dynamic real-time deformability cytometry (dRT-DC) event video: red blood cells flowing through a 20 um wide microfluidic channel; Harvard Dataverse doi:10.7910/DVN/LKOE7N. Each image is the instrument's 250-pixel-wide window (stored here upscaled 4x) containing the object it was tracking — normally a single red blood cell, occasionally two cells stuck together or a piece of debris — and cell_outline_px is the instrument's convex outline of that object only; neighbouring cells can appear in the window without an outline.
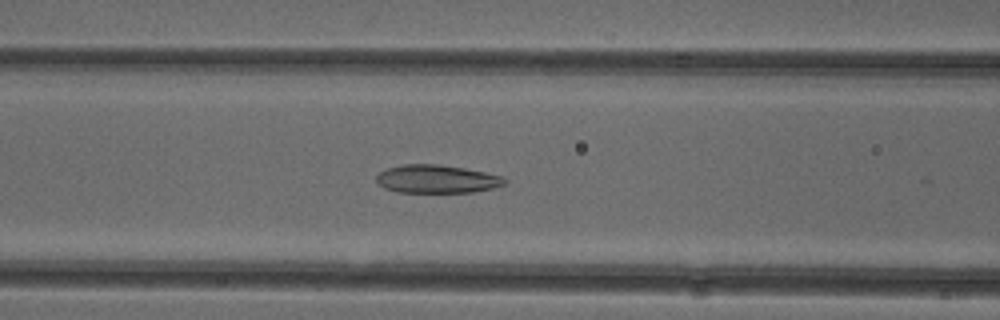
{"species": "common noctule bat (a hibernating species)", "species_latin": "Nyctalus noctula", "temperature_condition": "cold", "stored_images_in_passage": 51, "camera_frame_rate_fps": 3000, "um_per_image_px": 0.085, "animal": {"sex": "female"}, "frame": {"image": 1, "passage_image": 21, "time_ms": 6.667, "image_size_px": [1000, 320], "cell_outline_px": [[508, 180], [504, 184], [492, 188], [472, 192], [396, 192], [384, 188], [376, 184], [376, 176], [380, 172], [388, 168], [404, 164], [440, 164], [464, 168], [484, 172], [500, 176]], "centroid_in_image_um": [37.08, 15.22], "position_along_channel_um": 129.5, "area_um2": 21.04}}
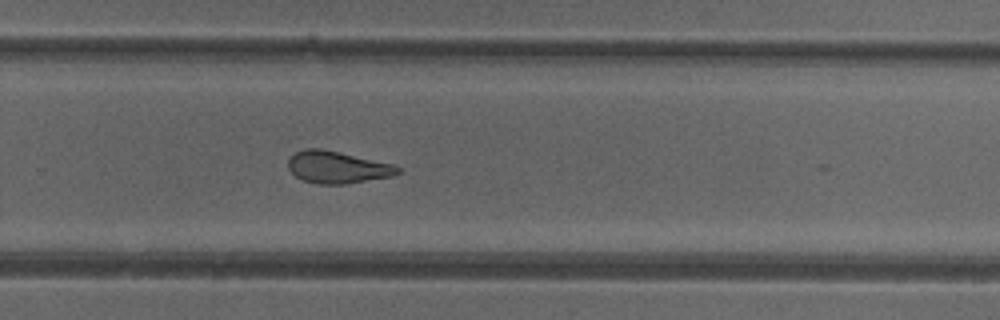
{"frame": {"image": 2, "passage_image": 34, "time_ms": 11.0, "image_size_px": [1000, 320], "cell_outline_px": [[400, 172], [392, 176], [344, 184], [320, 184], [304, 180], [296, 176], [288, 168], [288, 160], [296, 152], [304, 148], [320, 148], [340, 152], [392, 164], [400, 168]], "centroid_in_image_um": [28.66, 14.21], "position_along_channel_um": 301.1, "area_um2": 20.23}}
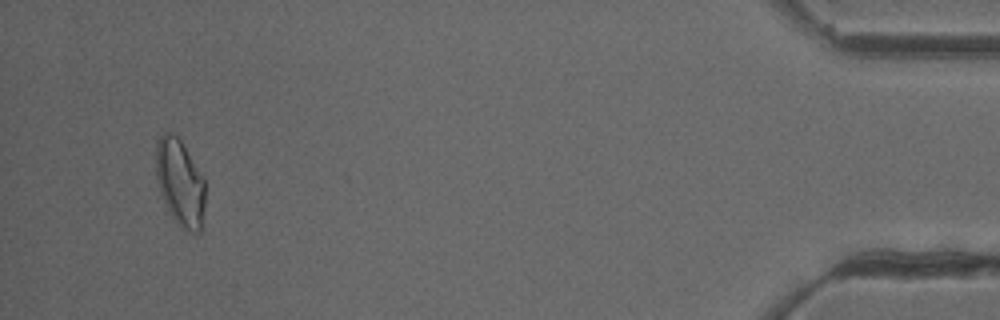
{"frame": {"image": 3, "passage_image": 49, "time_ms": 16.0, "image_size_px": [1000, 320], "cell_outline_px": [[204, 204], [200, 232], [196, 236], [180, 228], [176, 224], [168, 212], [160, 192], [156, 176], [156, 140], [164, 132], [172, 132], [180, 140], [204, 176]], "centroid_in_image_um": [15.3, 15.56], "position_along_channel_um": 419.9, "area_um2": 25.26}, "authors_computed_cell_mechanics": {"area_um2": 22.3686, "velocity_mm_per_s": 3.972, "shape_relaxation_time_tau1_ms": null, "shape_relaxation_time_tau2_ms": 2.4882, "deformation_change_tau1": null, "deformation_change_tau2": 0.1083}}